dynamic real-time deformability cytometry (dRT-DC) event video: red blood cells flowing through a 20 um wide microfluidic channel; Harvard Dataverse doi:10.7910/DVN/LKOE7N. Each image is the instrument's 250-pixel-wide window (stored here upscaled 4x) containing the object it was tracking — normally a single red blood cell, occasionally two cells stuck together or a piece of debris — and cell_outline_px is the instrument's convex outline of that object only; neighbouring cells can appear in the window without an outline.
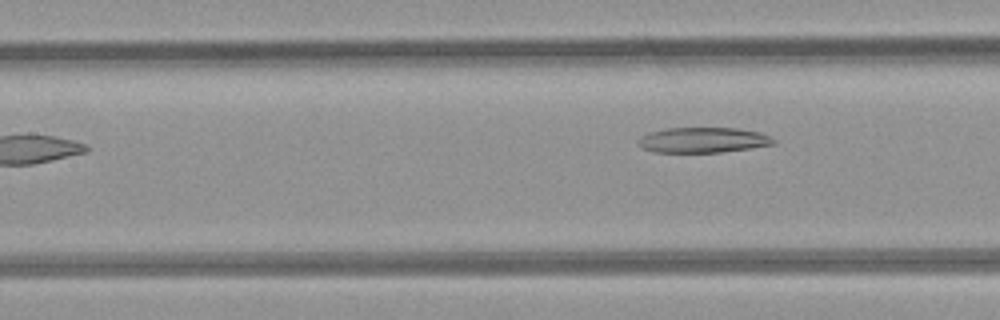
{"species": "common noctule bat (a hibernating species)", "species_latin": "Nyctalus noctula", "temperature_condition": "room temperature", "stored_images_in_passage": 5, "camera_frame_rate_fps": 3000, "um_per_image_px": 0.085, "animal": {"sex": "female", "body_mass_g": 21.9}, "frame": {"image": 1, "passage_image": 5, "time_ms": 4.667, "image_size_px": [1000, 320], "cell_outline_px": [[776, 144], [752, 148], [720, 152], [652, 152], [644, 148], [640, 144], [640, 136], [652, 132], [668, 128], [736, 128], [760, 132], [776, 140]], "centroid_in_image_um": [59.82, 11.9], "position_along_channel_um": 147.6, "area_um2": 19.77}}